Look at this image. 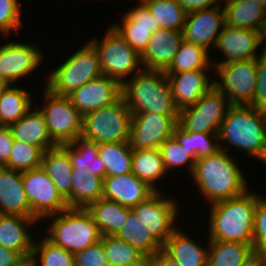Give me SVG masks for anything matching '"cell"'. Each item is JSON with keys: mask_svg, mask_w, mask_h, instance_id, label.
<instances>
[{"mask_svg": "<svg viewBox=\"0 0 266 266\" xmlns=\"http://www.w3.org/2000/svg\"><path fill=\"white\" fill-rule=\"evenodd\" d=\"M260 43H261V51L263 54H266V20L264 21L262 28L260 30Z\"/></svg>", "mask_w": 266, "mask_h": 266, "instance_id": "cell-53", "label": "cell"}, {"mask_svg": "<svg viewBox=\"0 0 266 266\" xmlns=\"http://www.w3.org/2000/svg\"><path fill=\"white\" fill-rule=\"evenodd\" d=\"M43 113L48 131L57 145L74 142L82 134V114L74 107L69 97L57 96L46 87L43 90Z\"/></svg>", "mask_w": 266, "mask_h": 266, "instance_id": "cell-11", "label": "cell"}, {"mask_svg": "<svg viewBox=\"0 0 266 266\" xmlns=\"http://www.w3.org/2000/svg\"><path fill=\"white\" fill-rule=\"evenodd\" d=\"M138 2V4H146V3H148V2H150V1H153V0H137Z\"/></svg>", "mask_w": 266, "mask_h": 266, "instance_id": "cell-58", "label": "cell"}, {"mask_svg": "<svg viewBox=\"0 0 266 266\" xmlns=\"http://www.w3.org/2000/svg\"><path fill=\"white\" fill-rule=\"evenodd\" d=\"M155 190L134 173L115 175L103 179L102 197L132 209L145 201Z\"/></svg>", "mask_w": 266, "mask_h": 266, "instance_id": "cell-21", "label": "cell"}, {"mask_svg": "<svg viewBox=\"0 0 266 266\" xmlns=\"http://www.w3.org/2000/svg\"><path fill=\"white\" fill-rule=\"evenodd\" d=\"M149 266H180V264L161 249L149 257Z\"/></svg>", "mask_w": 266, "mask_h": 266, "instance_id": "cell-51", "label": "cell"}, {"mask_svg": "<svg viewBox=\"0 0 266 266\" xmlns=\"http://www.w3.org/2000/svg\"><path fill=\"white\" fill-rule=\"evenodd\" d=\"M225 25L260 32L266 20V7L249 0H222Z\"/></svg>", "mask_w": 266, "mask_h": 266, "instance_id": "cell-28", "label": "cell"}, {"mask_svg": "<svg viewBox=\"0 0 266 266\" xmlns=\"http://www.w3.org/2000/svg\"><path fill=\"white\" fill-rule=\"evenodd\" d=\"M37 222L34 218L21 215L0 214V245L31 259L34 237L29 229Z\"/></svg>", "mask_w": 266, "mask_h": 266, "instance_id": "cell-23", "label": "cell"}, {"mask_svg": "<svg viewBox=\"0 0 266 266\" xmlns=\"http://www.w3.org/2000/svg\"><path fill=\"white\" fill-rule=\"evenodd\" d=\"M258 58L216 65L210 70L214 86L222 92L232 105H250L257 82ZM219 78V79H218ZM218 79V80H217Z\"/></svg>", "mask_w": 266, "mask_h": 266, "instance_id": "cell-10", "label": "cell"}, {"mask_svg": "<svg viewBox=\"0 0 266 266\" xmlns=\"http://www.w3.org/2000/svg\"><path fill=\"white\" fill-rule=\"evenodd\" d=\"M259 197L247 190L237 197L209 205L208 240L252 243Z\"/></svg>", "mask_w": 266, "mask_h": 266, "instance_id": "cell-2", "label": "cell"}, {"mask_svg": "<svg viewBox=\"0 0 266 266\" xmlns=\"http://www.w3.org/2000/svg\"><path fill=\"white\" fill-rule=\"evenodd\" d=\"M36 44L10 40L0 45V78L8 85H15L40 67L46 55Z\"/></svg>", "mask_w": 266, "mask_h": 266, "instance_id": "cell-14", "label": "cell"}, {"mask_svg": "<svg viewBox=\"0 0 266 266\" xmlns=\"http://www.w3.org/2000/svg\"><path fill=\"white\" fill-rule=\"evenodd\" d=\"M115 236L134 246L148 258L162 249V245L152 236L133 211L128 214L123 228Z\"/></svg>", "mask_w": 266, "mask_h": 266, "instance_id": "cell-36", "label": "cell"}, {"mask_svg": "<svg viewBox=\"0 0 266 266\" xmlns=\"http://www.w3.org/2000/svg\"><path fill=\"white\" fill-rule=\"evenodd\" d=\"M123 266H149V258L146 257L142 262L131 264V265H123Z\"/></svg>", "mask_w": 266, "mask_h": 266, "instance_id": "cell-54", "label": "cell"}, {"mask_svg": "<svg viewBox=\"0 0 266 266\" xmlns=\"http://www.w3.org/2000/svg\"><path fill=\"white\" fill-rule=\"evenodd\" d=\"M221 5L187 13L183 28L184 40L212 53L216 39L225 25L224 10Z\"/></svg>", "mask_w": 266, "mask_h": 266, "instance_id": "cell-17", "label": "cell"}, {"mask_svg": "<svg viewBox=\"0 0 266 266\" xmlns=\"http://www.w3.org/2000/svg\"><path fill=\"white\" fill-rule=\"evenodd\" d=\"M103 178L97 175H90L87 169H73L70 208L86 209L90 204L102 198Z\"/></svg>", "mask_w": 266, "mask_h": 266, "instance_id": "cell-30", "label": "cell"}, {"mask_svg": "<svg viewBox=\"0 0 266 266\" xmlns=\"http://www.w3.org/2000/svg\"><path fill=\"white\" fill-rule=\"evenodd\" d=\"M115 31L140 55L147 48L148 42L160 27L145 4H137L124 12L122 23L111 24Z\"/></svg>", "mask_w": 266, "mask_h": 266, "instance_id": "cell-19", "label": "cell"}, {"mask_svg": "<svg viewBox=\"0 0 266 266\" xmlns=\"http://www.w3.org/2000/svg\"><path fill=\"white\" fill-rule=\"evenodd\" d=\"M227 151L223 143L213 155L195 160L190 178L210 205L237 197L248 190L244 173Z\"/></svg>", "mask_w": 266, "mask_h": 266, "instance_id": "cell-1", "label": "cell"}, {"mask_svg": "<svg viewBox=\"0 0 266 266\" xmlns=\"http://www.w3.org/2000/svg\"><path fill=\"white\" fill-rule=\"evenodd\" d=\"M231 106L228 98L213 86L194 105L179 110L178 126L184 131L218 134Z\"/></svg>", "mask_w": 266, "mask_h": 266, "instance_id": "cell-9", "label": "cell"}, {"mask_svg": "<svg viewBox=\"0 0 266 266\" xmlns=\"http://www.w3.org/2000/svg\"><path fill=\"white\" fill-rule=\"evenodd\" d=\"M250 106L266 112V54L258 58L256 89Z\"/></svg>", "mask_w": 266, "mask_h": 266, "instance_id": "cell-47", "label": "cell"}, {"mask_svg": "<svg viewBox=\"0 0 266 266\" xmlns=\"http://www.w3.org/2000/svg\"><path fill=\"white\" fill-rule=\"evenodd\" d=\"M179 116H168L157 113H134L129 143L133 150L159 148L178 125Z\"/></svg>", "mask_w": 266, "mask_h": 266, "instance_id": "cell-15", "label": "cell"}, {"mask_svg": "<svg viewBox=\"0 0 266 266\" xmlns=\"http://www.w3.org/2000/svg\"><path fill=\"white\" fill-rule=\"evenodd\" d=\"M14 138L9 126L0 125V167H6Z\"/></svg>", "mask_w": 266, "mask_h": 266, "instance_id": "cell-48", "label": "cell"}, {"mask_svg": "<svg viewBox=\"0 0 266 266\" xmlns=\"http://www.w3.org/2000/svg\"><path fill=\"white\" fill-rule=\"evenodd\" d=\"M108 263L111 266L131 265L142 262L146 256L115 235L101 236Z\"/></svg>", "mask_w": 266, "mask_h": 266, "instance_id": "cell-41", "label": "cell"}, {"mask_svg": "<svg viewBox=\"0 0 266 266\" xmlns=\"http://www.w3.org/2000/svg\"><path fill=\"white\" fill-rule=\"evenodd\" d=\"M89 41L98 52L102 74L116 79L121 85L144 69L141 55L112 26L109 25L101 40Z\"/></svg>", "mask_w": 266, "mask_h": 266, "instance_id": "cell-8", "label": "cell"}, {"mask_svg": "<svg viewBox=\"0 0 266 266\" xmlns=\"http://www.w3.org/2000/svg\"><path fill=\"white\" fill-rule=\"evenodd\" d=\"M218 139L219 146L224 142L266 165V112L250 105H232L221 123Z\"/></svg>", "mask_w": 266, "mask_h": 266, "instance_id": "cell-3", "label": "cell"}, {"mask_svg": "<svg viewBox=\"0 0 266 266\" xmlns=\"http://www.w3.org/2000/svg\"><path fill=\"white\" fill-rule=\"evenodd\" d=\"M211 56L213 55L205 48L183 40L173 61L164 73L172 74L193 70H214L212 69L214 67L211 63Z\"/></svg>", "mask_w": 266, "mask_h": 266, "instance_id": "cell-34", "label": "cell"}, {"mask_svg": "<svg viewBox=\"0 0 266 266\" xmlns=\"http://www.w3.org/2000/svg\"><path fill=\"white\" fill-rule=\"evenodd\" d=\"M121 96L122 85L116 79L102 75L75 89L69 98L83 116L113 104Z\"/></svg>", "mask_w": 266, "mask_h": 266, "instance_id": "cell-18", "label": "cell"}, {"mask_svg": "<svg viewBox=\"0 0 266 266\" xmlns=\"http://www.w3.org/2000/svg\"><path fill=\"white\" fill-rule=\"evenodd\" d=\"M249 1L266 7V0H249Z\"/></svg>", "mask_w": 266, "mask_h": 266, "instance_id": "cell-56", "label": "cell"}, {"mask_svg": "<svg viewBox=\"0 0 266 266\" xmlns=\"http://www.w3.org/2000/svg\"><path fill=\"white\" fill-rule=\"evenodd\" d=\"M73 258L77 266H101L108 263L101 240L90 247L74 253Z\"/></svg>", "mask_w": 266, "mask_h": 266, "instance_id": "cell-46", "label": "cell"}, {"mask_svg": "<svg viewBox=\"0 0 266 266\" xmlns=\"http://www.w3.org/2000/svg\"><path fill=\"white\" fill-rule=\"evenodd\" d=\"M18 0H0V34L2 37L19 34V29L23 26L21 20V5Z\"/></svg>", "mask_w": 266, "mask_h": 266, "instance_id": "cell-44", "label": "cell"}, {"mask_svg": "<svg viewBox=\"0 0 266 266\" xmlns=\"http://www.w3.org/2000/svg\"><path fill=\"white\" fill-rule=\"evenodd\" d=\"M183 40V30H156L152 33L147 48L141 54L143 68L165 71L173 61Z\"/></svg>", "mask_w": 266, "mask_h": 266, "instance_id": "cell-20", "label": "cell"}, {"mask_svg": "<svg viewBox=\"0 0 266 266\" xmlns=\"http://www.w3.org/2000/svg\"><path fill=\"white\" fill-rule=\"evenodd\" d=\"M179 226L162 245V250L180 266H207L209 246H202ZM207 248V249H206Z\"/></svg>", "mask_w": 266, "mask_h": 266, "instance_id": "cell-26", "label": "cell"}, {"mask_svg": "<svg viewBox=\"0 0 266 266\" xmlns=\"http://www.w3.org/2000/svg\"><path fill=\"white\" fill-rule=\"evenodd\" d=\"M165 168L167 172L170 170L180 167L187 166L188 173L191 175L195 166V160L189 155V150L179 144L174 136L168 138L159 147ZM186 165V166H185Z\"/></svg>", "mask_w": 266, "mask_h": 266, "instance_id": "cell-43", "label": "cell"}, {"mask_svg": "<svg viewBox=\"0 0 266 266\" xmlns=\"http://www.w3.org/2000/svg\"><path fill=\"white\" fill-rule=\"evenodd\" d=\"M43 154L40 147L14 140L6 168L19 172L39 168Z\"/></svg>", "mask_w": 266, "mask_h": 266, "instance_id": "cell-42", "label": "cell"}, {"mask_svg": "<svg viewBox=\"0 0 266 266\" xmlns=\"http://www.w3.org/2000/svg\"><path fill=\"white\" fill-rule=\"evenodd\" d=\"M98 156L104 161L106 177L132 172L133 149L129 142L98 144Z\"/></svg>", "mask_w": 266, "mask_h": 266, "instance_id": "cell-37", "label": "cell"}, {"mask_svg": "<svg viewBox=\"0 0 266 266\" xmlns=\"http://www.w3.org/2000/svg\"><path fill=\"white\" fill-rule=\"evenodd\" d=\"M189 13L199 9L210 8L223 4L222 0H176Z\"/></svg>", "mask_w": 266, "mask_h": 266, "instance_id": "cell-50", "label": "cell"}, {"mask_svg": "<svg viewBox=\"0 0 266 266\" xmlns=\"http://www.w3.org/2000/svg\"><path fill=\"white\" fill-rule=\"evenodd\" d=\"M22 181L32 218L38 223L69 208L42 167L22 172Z\"/></svg>", "mask_w": 266, "mask_h": 266, "instance_id": "cell-12", "label": "cell"}, {"mask_svg": "<svg viewBox=\"0 0 266 266\" xmlns=\"http://www.w3.org/2000/svg\"><path fill=\"white\" fill-rule=\"evenodd\" d=\"M42 169L57 187L70 208V191L73 167L68 154V144L46 150L42 157Z\"/></svg>", "mask_w": 266, "mask_h": 266, "instance_id": "cell-25", "label": "cell"}, {"mask_svg": "<svg viewBox=\"0 0 266 266\" xmlns=\"http://www.w3.org/2000/svg\"><path fill=\"white\" fill-rule=\"evenodd\" d=\"M32 109L33 107L9 127L14 140L40 147L45 152L57 144L50 136L43 113L39 108H36L38 110Z\"/></svg>", "mask_w": 266, "mask_h": 266, "instance_id": "cell-27", "label": "cell"}, {"mask_svg": "<svg viewBox=\"0 0 266 266\" xmlns=\"http://www.w3.org/2000/svg\"><path fill=\"white\" fill-rule=\"evenodd\" d=\"M45 219L50 220L45 237L73 254L101 240L97 224L87 209L68 208Z\"/></svg>", "mask_w": 266, "mask_h": 266, "instance_id": "cell-5", "label": "cell"}, {"mask_svg": "<svg viewBox=\"0 0 266 266\" xmlns=\"http://www.w3.org/2000/svg\"><path fill=\"white\" fill-rule=\"evenodd\" d=\"M207 266H240L254 253L252 243L207 240Z\"/></svg>", "mask_w": 266, "mask_h": 266, "instance_id": "cell-31", "label": "cell"}, {"mask_svg": "<svg viewBox=\"0 0 266 266\" xmlns=\"http://www.w3.org/2000/svg\"><path fill=\"white\" fill-rule=\"evenodd\" d=\"M49 74L45 87L57 96L65 97L103 75L98 52L89 40Z\"/></svg>", "mask_w": 266, "mask_h": 266, "instance_id": "cell-6", "label": "cell"}, {"mask_svg": "<svg viewBox=\"0 0 266 266\" xmlns=\"http://www.w3.org/2000/svg\"><path fill=\"white\" fill-rule=\"evenodd\" d=\"M32 94L19 86L9 85L0 96V125L10 126L32 107Z\"/></svg>", "mask_w": 266, "mask_h": 266, "instance_id": "cell-35", "label": "cell"}, {"mask_svg": "<svg viewBox=\"0 0 266 266\" xmlns=\"http://www.w3.org/2000/svg\"><path fill=\"white\" fill-rule=\"evenodd\" d=\"M252 244L254 252L266 254V198L263 196L256 205Z\"/></svg>", "mask_w": 266, "mask_h": 266, "instance_id": "cell-45", "label": "cell"}, {"mask_svg": "<svg viewBox=\"0 0 266 266\" xmlns=\"http://www.w3.org/2000/svg\"><path fill=\"white\" fill-rule=\"evenodd\" d=\"M122 97L134 113H157L179 116L164 71L145 70L136 73L122 84Z\"/></svg>", "mask_w": 266, "mask_h": 266, "instance_id": "cell-4", "label": "cell"}, {"mask_svg": "<svg viewBox=\"0 0 266 266\" xmlns=\"http://www.w3.org/2000/svg\"><path fill=\"white\" fill-rule=\"evenodd\" d=\"M8 86L9 85L3 79L0 78V96Z\"/></svg>", "mask_w": 266, "mask_h": 266, "instance_id": "cell-55", "label": "cell"}, {"mask_svg": "<svg viewBox=\"0 0 266 266\" xmlns=\"http://www.w3.org/2000/svg\"><path fill=\"white\" fill-rule=\"evenodd\" d=\"M207 73L208 70H193L166 74L179 110L194 105L214 86V79Z\"/></svg>", "mask_w": 266, "mask_h": 266, "instance_id": "cell-22", "label": "cell"}, {"mask_svg": "<svg viewBox=\"0 0 266 266\" xmlns=\"http://www.w3.org/2000/svg\"><path fill=\"white\" fill-rule=\"evenodd\" d=\"M132 164V173L159 191L157 181L167 173L159 148L133 150Z\"/></svg>", "mask_w": 266, "mask_h": 266, "instance_id": "cell-33", "label": "cell"}, {"mask_svg": "<svg viewBox=\"0 0 266 266\" xmlns=\"http://www.w3.org/2000/svg\"><path fill=\"white\" fill-rule=\"evenodd\" d=\"M145 5L160 29L183 30L187 12L176 0H153Z\"/></svg>", "mask_w": 266, "mask_h": 266, "instance_id": "cell-39", "label": "cell"}, {"mask_svg": "<svg viewBox=\"0 0 266 266\" xmlns=\"http://www.w3.org/2000/svg\"><path fill=\"white\" fill-rule=\"evenodd\" d=\"M20 266H35L33 261L31 259H27L24 263H22Z\"/></svg>", "mask_w": 266, "mask_h": 266, "instance_id": "cell-57", "label": "cell"}, {"mask_svg": "<svg viewBox=\"0 0 266 266\" xmlns=\"http://www.w3.org/2000/svg\"><path fill=\"white\" fill-rule=\"evenodd\" d=\"M26 260L20 252L0 245V266H20Z\"/></svg>", "mask_w": 266, "mask_h": 266, "instance_id": "cell-49", "label": "cell"}, {"mask_svg": "<svg viewBox=\"0 0 266 266\" xmlns=\"http://www.w3.org/2000/svg\"><path fill=\"white\" fill-rule=\"evenodd\" d=\"M0 214L21 215L32 218L22 172L0 167Z\"/></svg>", "mask_w": 266, "mask_h": 266, "instance_id": "cell-24", "label": "cell"}, {"mask_svg": "<svg viewBox=\"0 0 266 266\" xmlns=\"http://www.w3.org/2000/svg\"><path fill=\"white\" fill-rule=\"evenodd\" d=\"M68 154L73 169H87L88 174L106 177L104 161L98 156V144L80 136L68 144Z\"/></svg>", "mask_w": 266, "mask_h": 266, "instance_id": "cell-32", "label": "cell"}, {"mask_svg": "<svg viewBox=\"0 0 266 266\" xmlns=\"http://www.w3.org/2000/svg\"><path fill=\"white\" fill-rule=\"evenodd\" d=\"M86 209L97 224L101 236L116 235L123 228L128 214L132 211L130 208H125L119 203L103 197L90 204Z\"/></svg>", "mask_w": 266, "mask_h": 266, "instance_id": "cell-29", "label": "cell"}, {"mask_svg": "<svg viewBox=\"0 0 266 266\" xmlns=\"http://www.w3.org/2000/svg\"><path fill=\"white\" fill-rule=\"evenodd\" d=\"M132 112L121 96L113 104L83 115L82 134L97 144L129 142Z\"/></svg>", "mask_w": 266, "mask_h": 266, "instance_id": "cell-7", "label": "cell"}, {"mask_svg": "<svg viewBox=\"0 0 266 266\" xmlns=\"http://www.w3.org/2000/svg\"><path fill=\"white\" fill-rule=\"evenodd\" d=\"M173 136L181 146L189 150V155L194 160L211 156L220 149L218 134L184 131L177 125Z\"/></svg>", "mask_w": 266, "mask_h": 266, "instance_id": "cell-38", "label": "cell"}, {"mask_svg": "<svg viewBox=\"0 0 266 266\" xmlns=\"http://www.w3.org/2000/svg\"><path fill=\"white\" fill-rule=\"evenodd\" d=\"M240 266H266V254L254 252Z\"/></svg>", "mask_w": 266, "mask_h": 266, "instance_id": "cell-52", "label": "cell"}, {"mask_svg": "<svg viewBox=\"0 0 266 266\" xmlns=\"http://www.w3.org/2000/svg\"><path fill=\"white\" fill-rule=\"evenodd\" d=\"M43 238L34 241L31 260L35 266H77L73 253Z\"/></svg>", "mask_w": 266, "mask_h": 266, "instance_id": "cell-40", "label": "cell"}, {"mask_svg": "<svg viewBox=\"0 0 266 266\" xmlns=\"http://www.w3.org/2000/svg\"><path fill=\"white\" fill-rule=\"evenodd\" d=\"M259 46H261L260 32L247 28L224 25L213 47V50L214 48L216 50L218 49L223 57L222 59L219 57V62L217 58L216 60L213 58V67L221 64L259 58L263 54ZM258 48L260 50H258ZM256 50L260 53H257Z\"/></svg>", "mask_w": 266, "mask_h": 266, "instance_id": "cell-16", "label": "cell"}, {"mask_svg": "<svg viewBox=\"0 0 266 266\" xmlns=\"http://www.w3.org/2000/svg\"><path fill=\"white\" fill-rule=\"evenodd\" d=\"M161 192L162 190L155 191L131 210L152 236L163 245L177 228L174 222H177L180 208L176 200L171 196L166 198L168 196Z\"/></svg>", "mask_w": 266, "mask_h": 266, "instance_id": "cell-13", "label": "cell"}, {"mask_svg": "<svg viewBox=\"0 0 266 266\" xmlns=\"http://www.w3.org/2000/svg\"><path fill=\"white\" fill-rule=\"evenodd\" d=\"M101 266H111V265L109 263H107V264H103Z\"/></svg>", "mask_w": 266, "mask_h": 266, "instance_id": "cell-59", "label": "cell"}]
</instances>
